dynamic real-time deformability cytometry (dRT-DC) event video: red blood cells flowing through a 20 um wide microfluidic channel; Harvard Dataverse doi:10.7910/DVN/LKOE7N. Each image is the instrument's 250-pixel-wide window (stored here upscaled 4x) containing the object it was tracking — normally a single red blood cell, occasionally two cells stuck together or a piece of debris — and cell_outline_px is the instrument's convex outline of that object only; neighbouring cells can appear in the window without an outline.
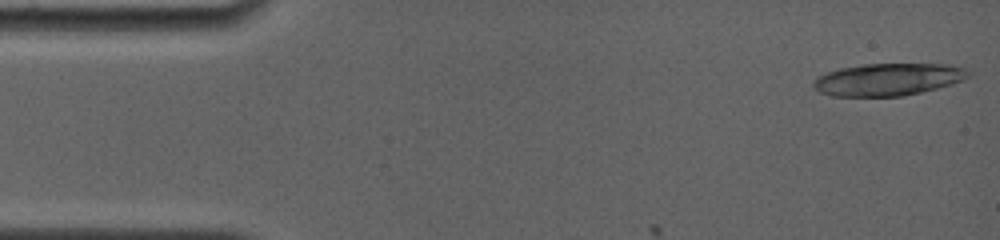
{"species": "common noctule bat (a hibernating species)", "species_latin": "Nyctalus noctula", "temperature_condition": "room temperature", "stored_images_in_passage": 9, "camera_frame_rate_fps": 4000, "um_per_image_px": 0.085, "animal": {"sex": "female", "body_mass_g": 19.0, "forearm_length_mm": 56.7}, "frame": {"image": 1, "passage_image": 1, "time_ms": 0.0, "image_size_px": [1000, 240], "cell_outline_px": [[972, 72], [964, 80], [952, 84], [904, 96], [832, 96], [820, 92], [812, 84], [816, 76], [840, 68], [864, 64], [948, 64], [964, 68]], "centroid_in_image_um": [75.49, 6.75], "position_along_channel_um": 9.5, "area_um2": 29.13}}